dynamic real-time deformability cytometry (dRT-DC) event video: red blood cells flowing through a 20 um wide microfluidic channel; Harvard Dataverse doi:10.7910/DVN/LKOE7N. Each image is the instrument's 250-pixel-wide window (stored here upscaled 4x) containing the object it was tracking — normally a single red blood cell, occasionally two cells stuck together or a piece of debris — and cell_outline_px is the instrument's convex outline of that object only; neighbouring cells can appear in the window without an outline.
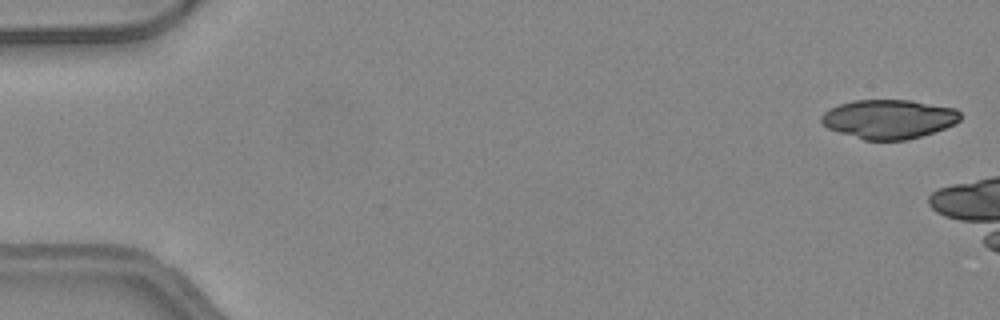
{"species": "common noctule bat (a hibernating species)", "species_latin": "Nyctalus noctula", "temperature_condition": "warm", "stored_images_in_passage": 6, "camera_frame_rate_fps": 3000, "um_per_image_px": 0.085, "animal": {"sex": "female", "body_mass_g": 24.6, "forearm_length_mm": 56.2}, "frame": {"image": 1, "passage_image": 1, "time_ms": 0.0, "image_size_px": [1000, 320], "cell_outline_px": [[960, 120], [944, 128], [908, 140], [864, 140], [828, 128], [820, 120], [820, 116], [828, 108], [852, 100], [908, 100], [956, 108], [960, 112]], "centroid_in_image_um": [75.52, 10.11], "position_along_channel_um": 9.5, "area_um2": 31.5}}